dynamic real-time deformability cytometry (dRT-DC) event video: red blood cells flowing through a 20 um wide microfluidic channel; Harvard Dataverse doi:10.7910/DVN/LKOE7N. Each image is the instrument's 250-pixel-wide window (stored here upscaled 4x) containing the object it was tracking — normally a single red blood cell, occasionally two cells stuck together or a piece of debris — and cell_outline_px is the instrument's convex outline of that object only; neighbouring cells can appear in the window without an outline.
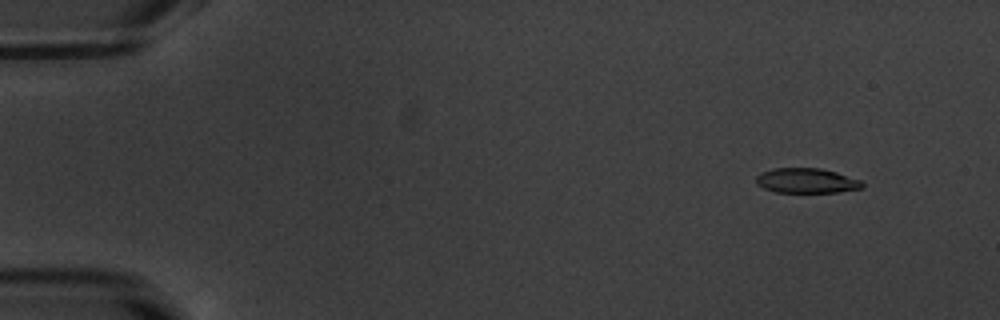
{"species": "common noctule bat (a hibernating species)", "species_latin": "Nyctalus noctula", "temperature_condition": "warm", "stored_images_in_passage": 54, "camera_frame_rate_fps": 3000, "um_per_image_px": 0.085, "animal": {"sex": "male", "body_mass_g": 20.1, "forearm_length_mm": 53.5}, "frame": {"image": 1, "passage_image": 6, "time_ms": 1.667, "image_size_px": [1000, 320], "cell_outline_px": [[864, 188], [836, 192], [776, 192], [764, 188], [756, 184], [756, 176], [760, 172], [772, 168], [820, 168], [836, 172], [860, 180], [864, 184]], "centroid_in_image_um": [68.53, 15.35], "position_along_channel_um": 16.5, "area_um2": 15.43}}
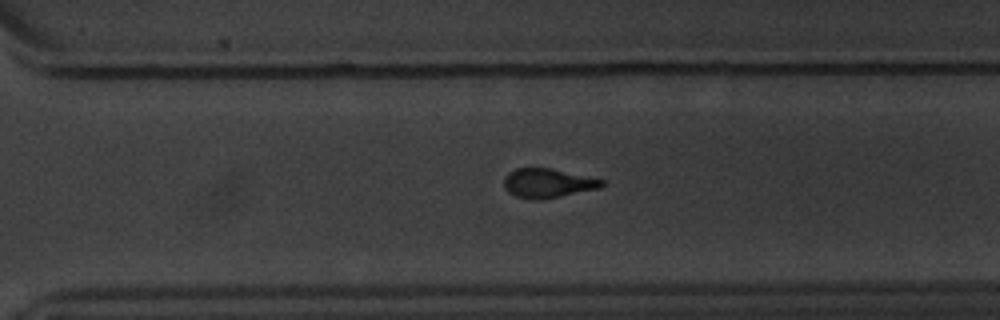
{"frame": {"image": 2, "passage_image": 39, "time_ms": 12.667, "image_size_px": [1000, 320], "cell_outline_px": [[604, 184], [600, 188], [540, 200], [532, 200], [516, 196], [508, 192], [504, 188], [504, 176], [508, 172], [516, 168], [552, 168], [604, 180]], "centroid_in_image_um": [46.52, 15.56], "position_along_channel_um": 324.1, "area_um2": 16.7}}
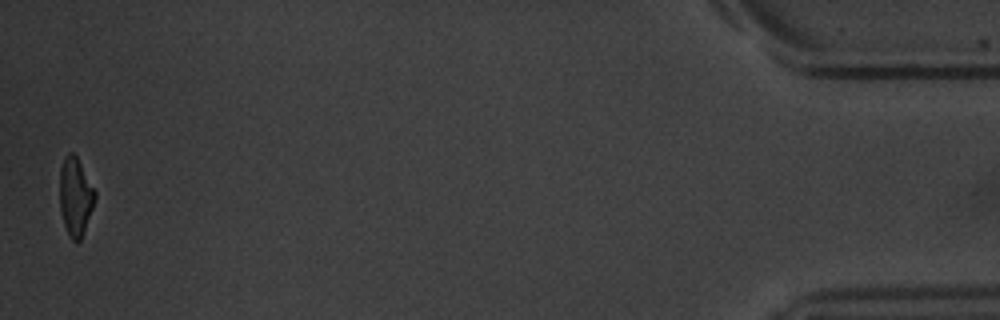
{"frame": {"image": 3, "passage_image": 54, "time_ms": 17.667, "image_size_px": [1000, 320], "cell_outline_px": [[96, 196], [92, 208], [80, 240], [76, 244], [72, 240], [64, 224], [60, 212], [60, 168], [68, 152], [72, 152], [76, 156], [96, 192]], "centroid_in_image_um": [6.4, 16.72], "position_along_channel_um": 428.8, "area_um2": 15.72}, "authors_computed_cell_mechanics": {"area_um2": 17.0799, "velocity_mm_per_s": 3.8217, "shape_relaxation_time_tau1_ms": 4.03, "shape_relaxation_time_tau2_ms": 2.1821, "deformation_change_tau1": 0.1843, "deformation_change_tau2": 0.1033}}